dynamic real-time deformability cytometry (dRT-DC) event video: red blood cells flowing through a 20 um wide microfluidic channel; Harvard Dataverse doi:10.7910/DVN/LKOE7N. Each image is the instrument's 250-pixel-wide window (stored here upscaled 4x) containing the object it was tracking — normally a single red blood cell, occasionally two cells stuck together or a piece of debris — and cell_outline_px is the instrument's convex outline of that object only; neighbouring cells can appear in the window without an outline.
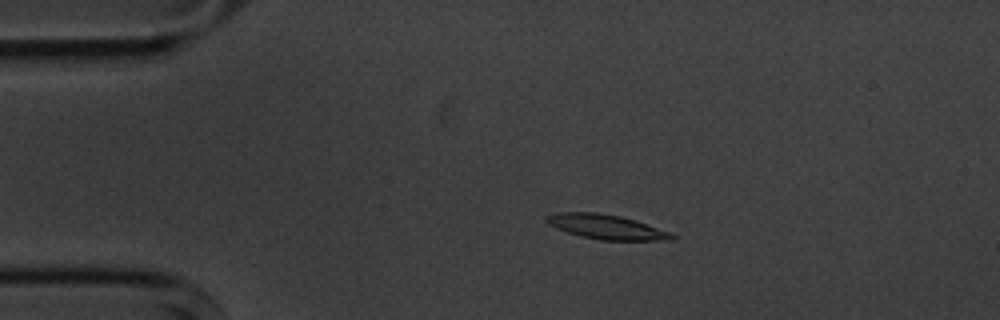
{"species": "common noctule bat (a hibernating species)", "species_latin": "Nyctalus noctula", "temperature_condition": "cold", "stored_images_in_passage": 5, "camera_frame_rate_fps": 3000, "um_per_image_px": 0.085, "animal": {"sex": "male", "body_mass_g": 20.1, "forearm_length_mm": 53.5}, "frame": {"image": 1, "passage_image": 3, "time_ms": 3.0, "image_size_px": [1000, 320], "cell_outline_px": [[676, 236], [672, 240], [600, 240], [580, 236], [556, 228], [548, 224], [544, 220], [544, 216], [560, 212], [596, 212], [620, 216], [668, 232]], "centroid_in_image_um": [51.44, 19.28], "position_along_channel_um": 33.6, "area_um2": 17.63}}
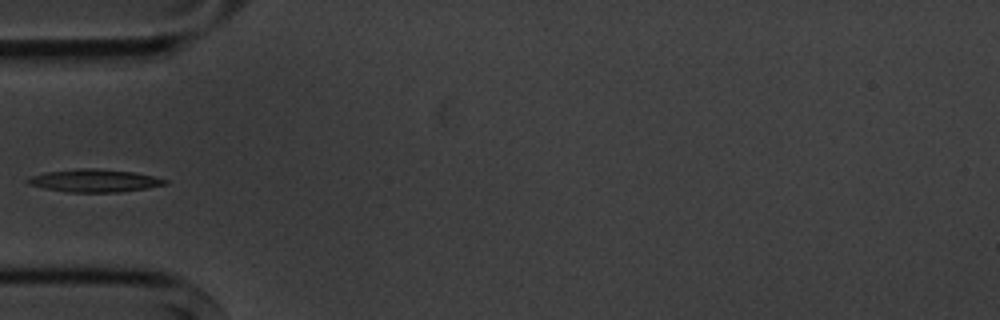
{"frame": {"image": 2, "passage_image": 5, "time_ms": 5.333, "image_size_px": [1000, 320], "cell_outline_px": [[168, 184], [148, 188], [120, 192], [68, 192], [44, 188], [28, 184], [24, 180], [32, 176], [44, 172], [76, 168], [96, 168], [132, 172], [156, 176], [168, 180]], "centroid_in_image_um": [8.04, 15.35], "position_along_channel_um": 77.0, "area_um2": 18.38}}